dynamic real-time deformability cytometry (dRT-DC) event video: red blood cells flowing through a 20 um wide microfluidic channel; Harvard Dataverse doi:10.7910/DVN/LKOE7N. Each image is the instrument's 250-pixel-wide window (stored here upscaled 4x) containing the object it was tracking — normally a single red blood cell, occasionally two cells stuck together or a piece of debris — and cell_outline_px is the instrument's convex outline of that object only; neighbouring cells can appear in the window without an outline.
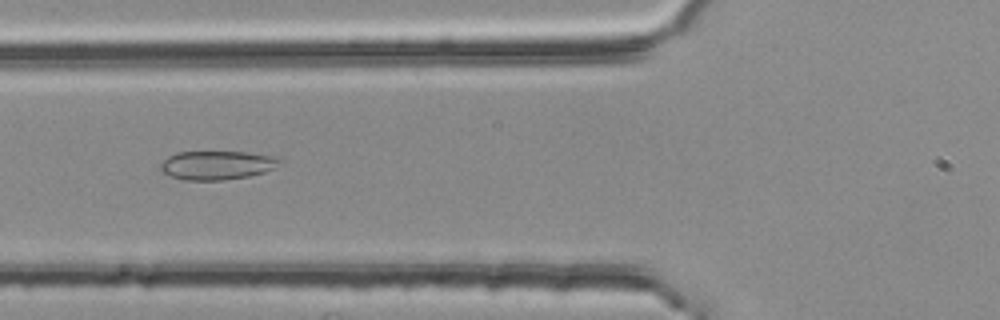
{"species": "common noctule bat (a hibernating species)", "species_latin": "Nyctalus noctula", "temperature_condition": "room temperature", "stored_images_in_passage": 55, "segment_of_instrument_passage": [2, 2], "camera_frame_rate_fps": 3000, "um_per_image_px": 0.085, "animal": {"sex": "female", "body_mass_g": 25.1}, "frame": {"image": 1, "passage_image": 21, "time_ms": 6.667, "image_size_px": [1000, 320], "cell_outline_px": [[280, 160], [272, 168], [264, 172], [248, 176], [224, 180], [184, 180], [172, 176], [164, 172], [160, 168], [160, 164], [168, 156], [176, 152], [248, 152], [272, 156]], "centroid_in_image_um": [18.39, 14.04], "position_along_channel_um": 107.4, "area_um2": 19.65}}
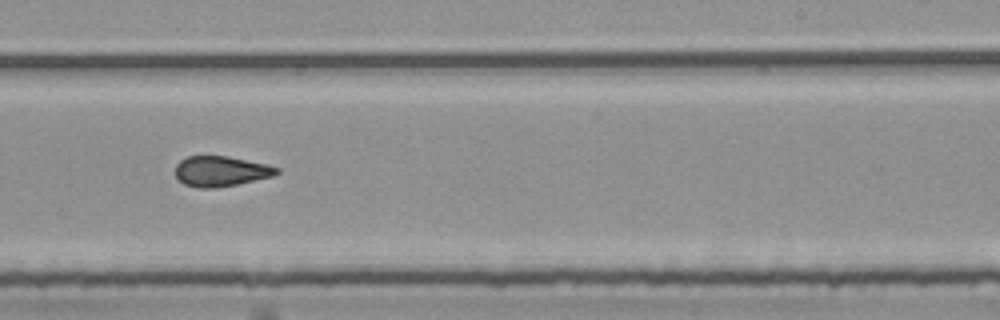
{"frame": {"image": 2, "passage_image": 34, "time_ms": 11.0, "image_size_px": [1000, 320], "cell_outline_px": [[280, 172], [272, 176], [236, 184], [216, 188], [200, 188], [184, 184], [176, 176], [176, 164], [180, 160], [188, 156], [228, 156], [268, 164], [280, 168]], "centroid_in_image_um": [18.78, 14.55], "position_along_channel_um": 270.2, "area_um2": 17.86}}
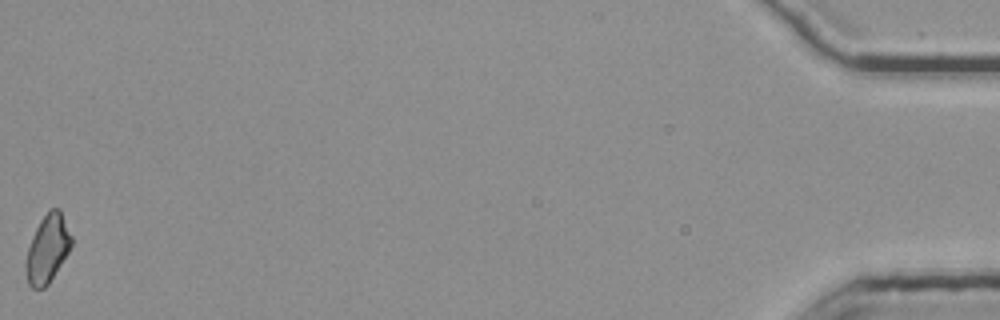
{"frame": {"image": 3, "passage_image": 55, "time_ms": 18.0, "image_size_px": [1000, 320], "cell_outline_px": [[72, 244], [68, 252], [48, 284], [44, 288], [32, 288], [28, 284], [24, 268], [28, 248], [32, 236], [40, 220], [48, 208], [60, 208], [72, 236]], "centroid_in_image_um": [4.03, 21.12], "position_along_channel_um": 431.2, "area_um2": 18.09}}